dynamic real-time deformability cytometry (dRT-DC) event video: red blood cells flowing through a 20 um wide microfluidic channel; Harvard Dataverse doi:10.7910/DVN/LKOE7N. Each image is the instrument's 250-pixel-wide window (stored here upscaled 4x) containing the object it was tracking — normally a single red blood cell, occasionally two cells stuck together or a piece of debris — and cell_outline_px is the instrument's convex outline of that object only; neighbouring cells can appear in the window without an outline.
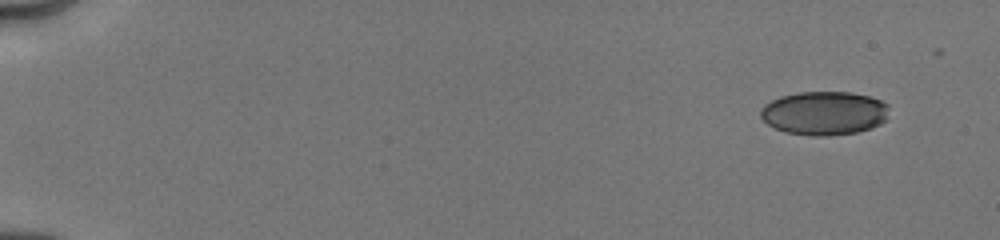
{"species": "human", "species_latin": "Homo sapiens", "temperature_condition": "cold", "stored_images_in_passage": 12, "camera_frame_rate_fps": 3000, "um_per_image_px": 0.085, "donor": {"sex": "male"}, "frame": {"image": 1, "passage_image": 1, "time_ms": 0.0, "image_size_px": [1000, 240], "cell_outline_px": [[888, 120], [880, 124], [856, 132], [828, 136], [812, 136], [784, 132], [768, 124], [760, 116], [760, 112], [764, 104], [780, 96], [800, 92], [852, 92], [868, 96], [880, 100], [888, 104]], "centroid_in_image_um": [70.07, 9.61], "position_along_channel_um": 14.9, "area_um2": 32.83}}
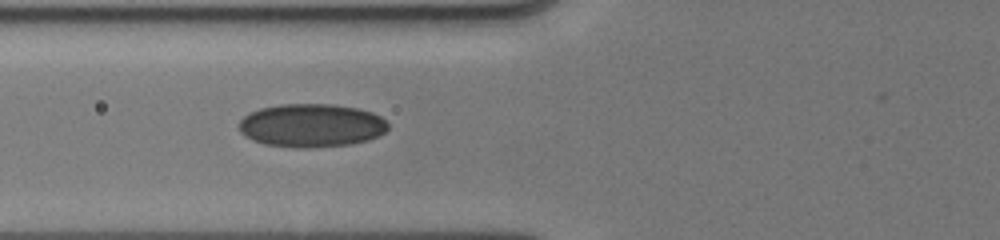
{"frame": {"image": 2, "passage_image": 9, "time_ms": 6.0, "image_size_px": [1000, 240], "cell_outline_px": [[388, 128], [384, 132], [368, 140], [352, 144], [312, 148], [292, 148], [264, 144], [252, 140], [244, 136], [240, 132], [240, 120], [248, 112], [260, 108], [280, 104], [332, 104], [356, 108], [372, 112], [380, 116], [388, 124]], "centroid_in_image_um": [26.44, 10.67], "position_along_channel_um": 99.4, "area_um2": 37.92}}
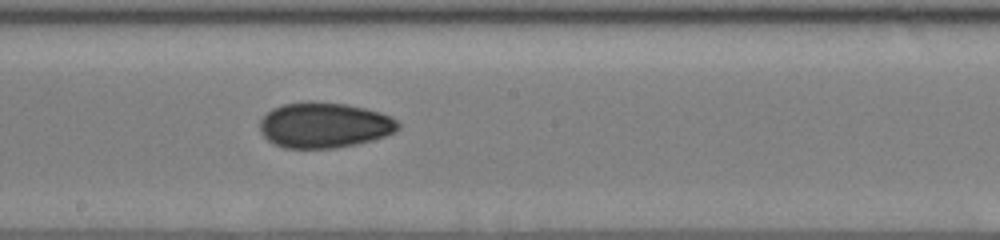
{"frame": {"image": 3, "passage_image": 12, "time_ms": 9.0, "image_size_px": [1000, 240], "cell_outline_px": [[400, 128], [396, 132], [372, 140], [356, 144], [336, 148], [284, 148], [272, 144], [260, 132], [260, 120], [272, 108], [284, 104], [308, 100], [344, 104], [364, 108], [380, 112], [392, 116], [400, 124]], "centroid_in_image_um": [27.56, 10.64], "position_along_channel_um": 220.6, "area_um2": 36.93}}